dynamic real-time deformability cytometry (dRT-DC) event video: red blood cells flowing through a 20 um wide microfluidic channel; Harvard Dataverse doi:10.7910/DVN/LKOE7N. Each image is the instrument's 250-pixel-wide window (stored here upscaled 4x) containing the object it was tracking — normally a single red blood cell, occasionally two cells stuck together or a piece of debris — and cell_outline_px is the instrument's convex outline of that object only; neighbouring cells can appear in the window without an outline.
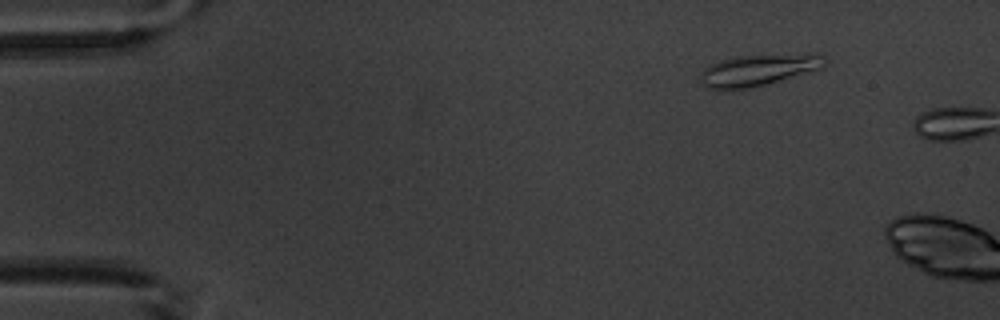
{"species": "common noctule bat (a hibernating species)", "species_latin": "Nyctalus noctula", "temperature_condition": "warm", "stored_images_in_passage": 2, "camera_frame_rate_fps": 3000, "um_per_image_px": 0.085, "animal": {"sex": "male", "body_mass_g": 20.1, "forearm_length_mm": 53.5}, "frame": {"image": 1, "passage_image": 1, "time_ms": 0.0, "image_size_px": [1000, 320], "cell_outline_px": [[828, 60], [824, 68], [752, 88], [720, 92], [704, 88], [700, 84], [700, 72], [704, 68], [720, 60], [736, 56], [816, 52], [824, 56]], "centroid_in_image_um": [64.45, 5.97], "position_along_channel_um": 20.5, "area_um2": 23.99}}